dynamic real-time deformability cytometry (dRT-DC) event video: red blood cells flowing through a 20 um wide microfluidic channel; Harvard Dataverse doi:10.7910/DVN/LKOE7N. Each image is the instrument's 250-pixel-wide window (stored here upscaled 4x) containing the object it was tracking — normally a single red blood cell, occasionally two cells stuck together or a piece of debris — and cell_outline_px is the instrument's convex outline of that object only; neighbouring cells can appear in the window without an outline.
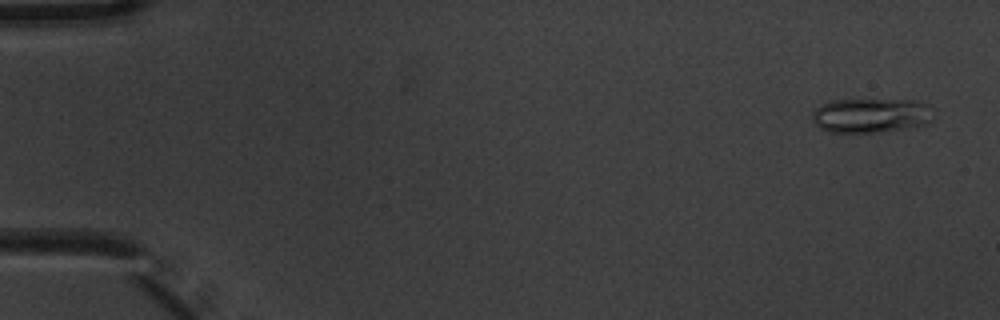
{"species": "common noctule bat (a hibernating species)", "species_latin": "Nyctalus noctula", "temperature_condition": "warm", "stored_images_in_passage": 5, "camera_frame_rate_fps": 3000, "um_per_image_px": 0.085, "animal": {"sex": "male", "body_mass_g": 20.1, "forearm_length_mm": 53.5}, "frame": {"image": 1, "passage_image": 1, "time_ms": 0.0, "image_size_px": [1000, 320], "cell_outline_px": [[936, 108], [932, 120], [928, 124], [876, 132], [828, 132], [820, 128], [812, 120], [812, 112], [820, 104], [832, 100], [916, 100]], "centroid_in_image_um": [74.06, 9.8], "position_along_channel_um": 10.9, "area_um2": 24.57}}
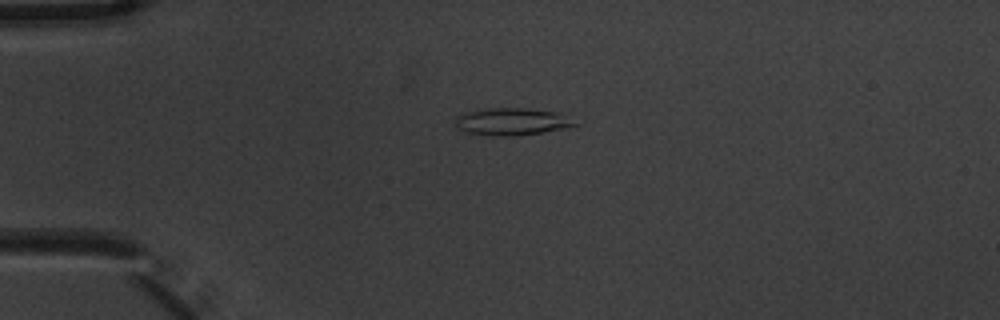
{"frame": {"image": 2, "passage_image": 4, "time_ms": 1.0, "image_size_px": [1000, 320], "cell_outline_px": [[580, 124], [568, 128], [544, 132], [512, 136], [488, 136], [468, 132], [460, 128], [456, 124], [456, 116], [464, 112], [488, 108], [524, 108], [556, 112]], "centroid_in_image_um": [43.51, 10.34], "position_along_channel_um": 41.5, "area_um2": 18.9}}